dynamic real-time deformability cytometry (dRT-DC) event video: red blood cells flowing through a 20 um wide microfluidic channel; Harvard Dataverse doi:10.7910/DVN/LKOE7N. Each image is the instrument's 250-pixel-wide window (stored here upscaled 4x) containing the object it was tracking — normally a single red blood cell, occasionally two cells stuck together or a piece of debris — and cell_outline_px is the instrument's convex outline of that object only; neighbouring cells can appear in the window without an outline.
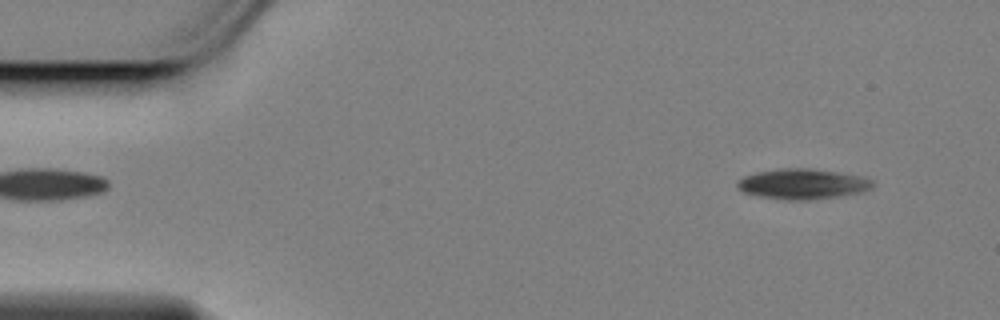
{"species": "Egyptian fruit bat (a non-hibernating species)", "species_latin": "Rousettus aegyptiacus", "temperature_condition": "cold", "stored_images_in_passage": 56, "camera_frame_rate_fps": 3000, "um_per_image_px": 0.085, "animal": {"sex": "female"}, "frame": {"image": 1, "passage_image": 4, "time_ms": 1.0, "image_size_px": [1000, 320], "cell_outline_px": [[876, 184], [872, 188], [864, 192], [840, 196], [812, 200], [784, 200], [760, 196], [744, 192], [736, 188], [736, 184], [744, 176], [756, 172], [784, 168], [808, 168], [840, 172], [864, 176], [872, 180]], "centroid_in_image_um": [68.28, 15.64], "position_along_channel_um": 16.7, "area_um2": 24.22}}
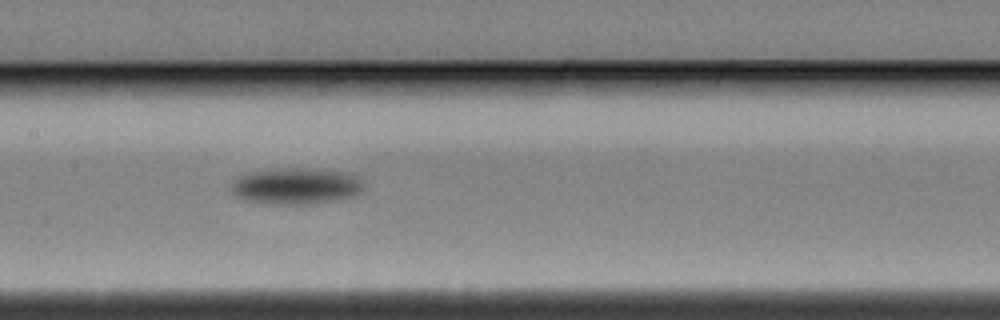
{"frame": {"image": 2, "passage_image": 26, "time_ms": 8.333, "image_size_px": [1000, 320], "cell_outline_px": [[360, 188], [352, 196], [308, 204], [276, 204], [248, 200], [232, 192], [232, 188], [236, 180], [240, 176], [252, 172], [276, 168], [304, 168], [340, 172], [352, 176], [360, 184]], "centroid_in_image_um": [25.08, 15.81], "position_along_channel_um": 182.3, "area_um2": 26.65}}
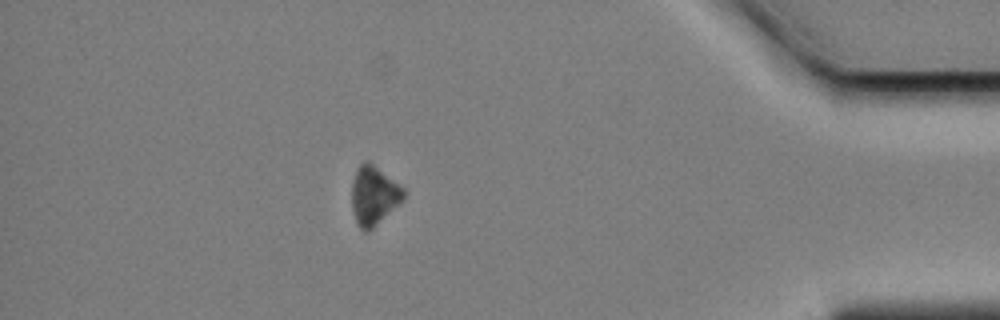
{"frame": {"image": 3, "passage_image": 49, "time_ms": 16.0, "image_size_px": [1000, 320], "cell_outline_px": [[404, 200], [368, 232], [364, 232], [360, 228], [352, 212], [352, 180], [356, 168], [364, 160], [368, 160], [404, 188]], "centroid_in_image_um": [31.76, 16.61], "position_along_channel_um": 403.4, "area_um2": 17.86}, "authors_computed_cell_mechanics": {"area_um2": 24.0448, "velocity_mm_per_s": 3.457, "shape_relaxation_time_tau1_ms": 1.9325, "shape_relaxation_time_tau2_ms": null, "deformation_change_tau1": 0.1004, "deformation_change_tau2": null}}